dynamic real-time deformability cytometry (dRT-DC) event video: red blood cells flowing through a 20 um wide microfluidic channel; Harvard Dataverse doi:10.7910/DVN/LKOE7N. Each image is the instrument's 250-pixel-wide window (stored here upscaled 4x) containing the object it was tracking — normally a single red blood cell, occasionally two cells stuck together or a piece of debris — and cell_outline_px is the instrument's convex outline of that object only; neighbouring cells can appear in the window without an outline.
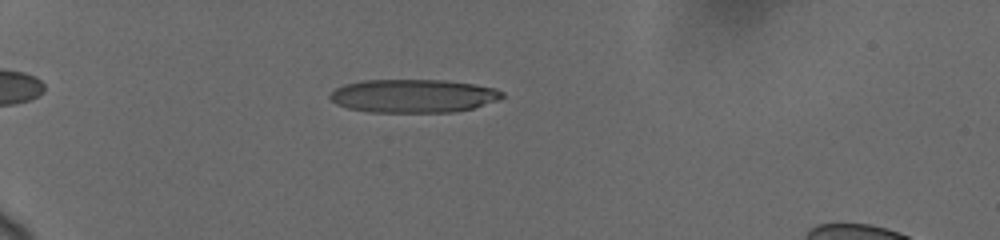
{"species": "human", "species_latin": "Homo sapiens", "temperature_condition": "cold", "stored_images_in_passage": 8, "camera_frame_rate_fps": 3000, "um_per_image_px": 0.085, "donor": {"sex": "female"}, "frame": {"image": 1, "passage_image": 4, "time_ms": 2.667, "image_size_px": [1000, 240], "cell_outline_px": [[504, 96], [500, 100], [472, 108], [452, 112], [372, 112], [348, 108], [336, 104], [328, 96], [336, 88], [344, 84], [364, 80], [444, 80], [472, 84], [496, 88], [504, 92]], "centroid_in_image_um": [35.15, 8.15], "position_along_channel_um": 49.9, "area_um2": 33.47}}
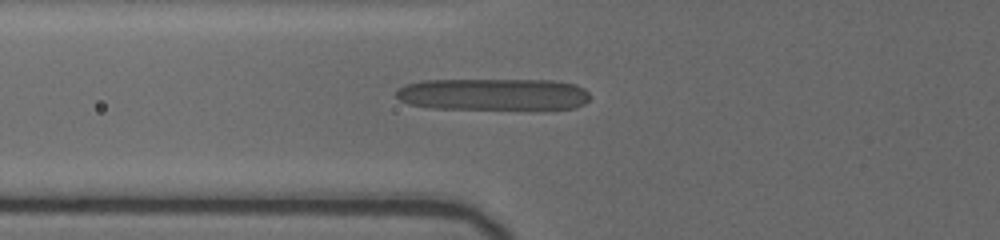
{"frame": {"image": 2, "passage_image": 6, "time_ms": 4.667, "image_size_px": [1000, 240], "cell_outline_px": [[588, 100], [584, 104], [572, 108], [432, 108], [408, 104], [400, 100], [396, 96], [396, 88], [404, 84], [420, 80], [552, 80], [576, 84], [584, 88], [588, 92]], "centroid_in_image_um": [41.87, 8.0], "position_along_channel_um": 83.9, "area_um2": 35.95}}
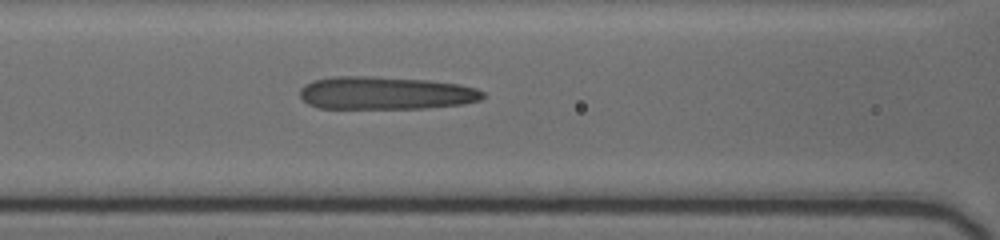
{"frame": {"image": 3, "passage_image": 8, "time_ms": 6.0, "image_size_px": [1000, 240], "cell_outline_px": [[484, 96], [480, 100], [460, 104], [424, 108], [320, 108], [308, 104], [300, 96], [300, 88], [304, 84], [312, 80], [332, 76], [364, 76], [428, 80], [460, 84], [476, 88], [484, 92]], "centroid_in_image_um": [32.74, 7.9], "position_along_channel_um": 133.9, "area_um2": 35.03}}